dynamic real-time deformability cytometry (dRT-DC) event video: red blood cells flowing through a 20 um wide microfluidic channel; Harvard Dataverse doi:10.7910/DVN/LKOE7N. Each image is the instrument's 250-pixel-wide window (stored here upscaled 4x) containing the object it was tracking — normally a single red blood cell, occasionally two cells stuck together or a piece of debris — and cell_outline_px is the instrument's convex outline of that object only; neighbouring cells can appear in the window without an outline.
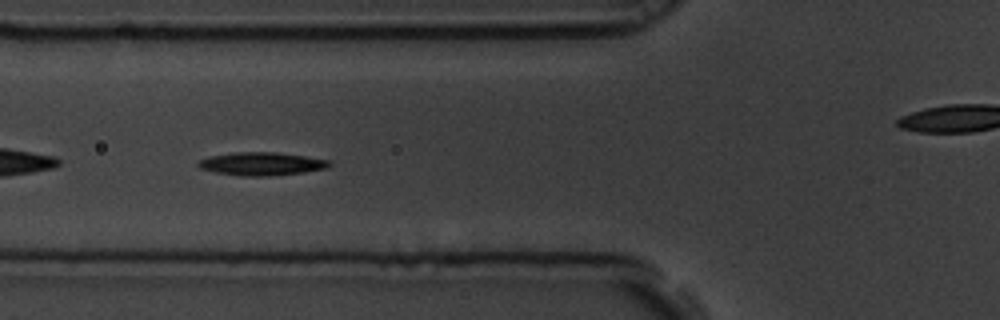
{"species": "common noctule bat (a hibernating species)", "species_latin": "Nyctalus noctula", "temperature_condition": "room temperature", "stored_images_in_passage": 8, "camera_frame_rate_fps": 3000, "um_per_image_px": 0.085, "animal": {"sex": "male", "body_mass_g": 19.5, "forearm_length_mm": 54.6}, "frame": {"image": 1, "passage_image": 6, "time_ms": 1.667, "image_size_px": [1000, 320], "cell_outline_px": [[332, 164], [328, 168], [304, 172], [268, 176], [240, 176], [216, 172], [200, 168], [196, 164], [200, 160], [208, 156], [236, 152], [276, 152], [332, 160]], "centroid_in_image_um": [22.26, 13.92], "position_along_channel_um": 103.5, "area_um2": 17.74}}